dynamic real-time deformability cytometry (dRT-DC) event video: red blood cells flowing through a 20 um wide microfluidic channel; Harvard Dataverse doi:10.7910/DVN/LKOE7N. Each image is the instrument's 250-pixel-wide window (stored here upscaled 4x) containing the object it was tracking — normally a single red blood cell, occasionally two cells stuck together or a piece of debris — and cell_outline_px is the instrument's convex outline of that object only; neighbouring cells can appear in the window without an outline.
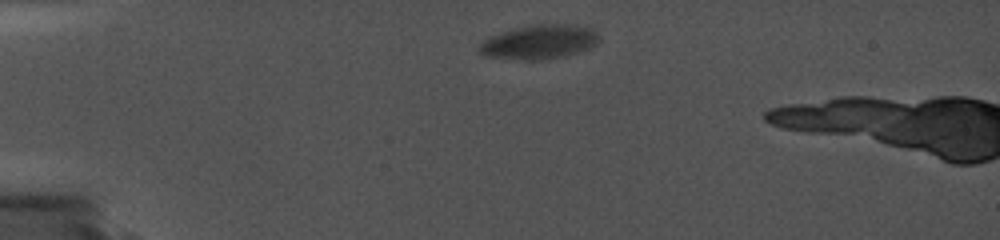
{"species": "common noctule bat (a hibernating species)", "species_latin": "Nyctalus noctula", "temperature_condition": "cold", "stored_images_in_passage": 7, "camera_frame_rate_fps": 5000, "um_per_image_px": 0.085, "animal": {"sex": "female", "body_mass_g": 19.0, "forearm_length_mm": 56.7}, "frame": {"image": 1, "passage_image": 1, "time_ms": 0.0, "image_size_px": [1000, 240], "cell_outline_px": [[596, 44], [588, 48], [564, 56], [540, 60], [524, 60], [488, 56], [480, 52], [480, 44], [488, 36], [512, 28], [532, 24], [564, 24], [592, 28], [596, 32]], "centroid_in_image_um": [45.79, 3.55], "position_along_channel_um": 39.2, "area_um2": 23.58}}
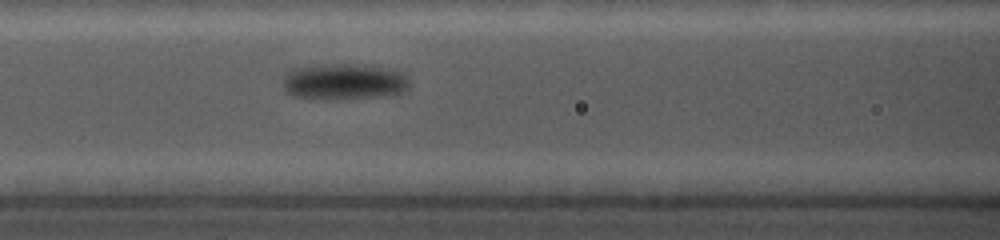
{"frame": {"image": 2, "passage_image": 5, "time_ms": 4.4, "image_size_px": [1000, 240], "cell_outline_px": [[408, 88], [404, 92], [392, 96], [340, 100], [324, 100], [292, 96], [284, 92], [284, 72], [292, 68], [316, 64], [364, 64], [396, 68], [408, 76]], "centroid_in_image_um": [29.27, 6.94], "position_along_channel_um": 137.3, "area_um2": 28.03}}
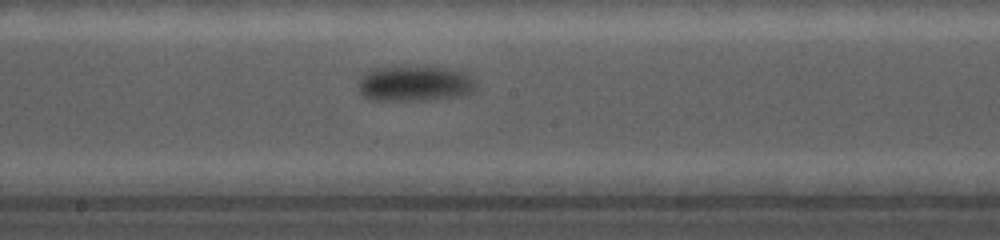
{"frame": {"image": 3, "passage_image": 7, "time_ms": 6.6, "image_size_px": [1000, 240], "cell_outline_px": [[476, 88], [472, 92], [460, 96], [424, 100], [372, 100], [364, 96], [360, 92], [356, 84], [360, 76], [368, 68], [416, 64], [456, 68], [464, 72], [476, 84]], "centroid_in_image_um": [35.2, 7.04], "position_along_channel_um": 213.0, "area_um2": 25.49}}